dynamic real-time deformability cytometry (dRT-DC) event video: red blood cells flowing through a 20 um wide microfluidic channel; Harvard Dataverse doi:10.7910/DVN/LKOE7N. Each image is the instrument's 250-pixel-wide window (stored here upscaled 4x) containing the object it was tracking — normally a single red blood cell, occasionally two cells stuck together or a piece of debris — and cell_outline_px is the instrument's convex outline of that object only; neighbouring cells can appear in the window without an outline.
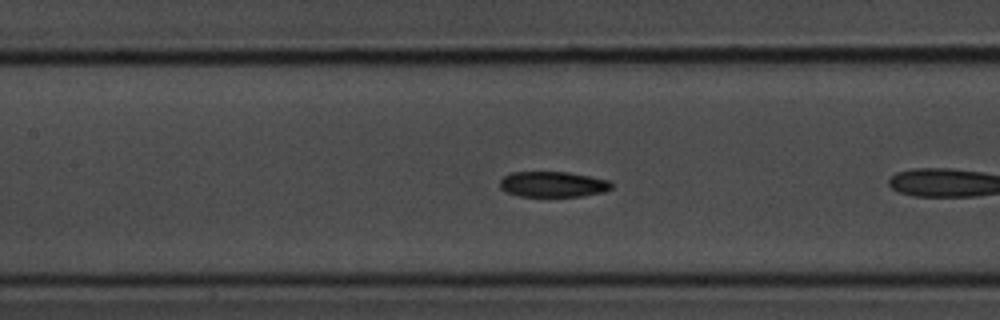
{"species": "common noctule bat (a hibernating species)", "species_latin": "Nyctalus noctula", "temperature_condition": "room temperature", "stored_images_in_passage": 15, "camera_frame_rate_fps": 3000, "um_per_image_px": 0.085, "animal": {"sex": "male", "body_mass_g": 20.1, "forearm_length_mm": 53.5}, "frame": {"image": 1, "passage_image": 7, "time_ms": 2.0, "image_size_px": [1000, 320], "cell_outline_px": [[612, 188], [604, 192], [580, 196], [516, 196], [504, 192], [500, 188], [500, 180], [504, 176], [512, 172], [568, 172], [608, 180], [612, 184]], "centroid_in_image_um": [46.96, 15.67], "position_along_channel_um": 160.4, "area_um2": 16.65}}